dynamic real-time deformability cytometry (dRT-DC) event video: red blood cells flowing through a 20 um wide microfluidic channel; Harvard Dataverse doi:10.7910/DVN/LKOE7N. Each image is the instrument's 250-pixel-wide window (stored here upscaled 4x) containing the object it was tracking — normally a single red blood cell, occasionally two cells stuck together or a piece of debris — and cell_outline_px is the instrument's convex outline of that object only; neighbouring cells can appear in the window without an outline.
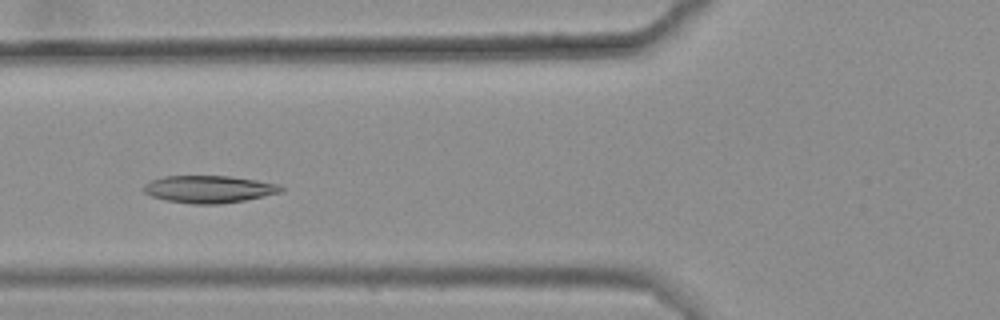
{"species": "common noctule bat (a hibernating species)", "species_latin": "Nyctalus noctula", "temperature_condition": "warm", "stored_images_in_passage": 11, "camera_frame_rate_fps": 3000, "um_per_image_px": 0.085, "animal": {"sex": "female", "body_mass_g": 25.1}, "frame": {"image": 1, "passage_image": 4, "time_ms": 1.0, "image_size_px": [1000, 320], "cell_outline_px": [[284, 192], [244, 200], [220, 204], [192, 204], [164, 200], [152, 196], [144, 192], [140, 188], [144, 184], [152, 180], [164, 176], [228, 176], [256, 180], [280, 184], [284, 188]], "centroid_in_image_um": [17.76, 16.08], "position_along_channel_um": 108.0, "area_um2": 22.02}}
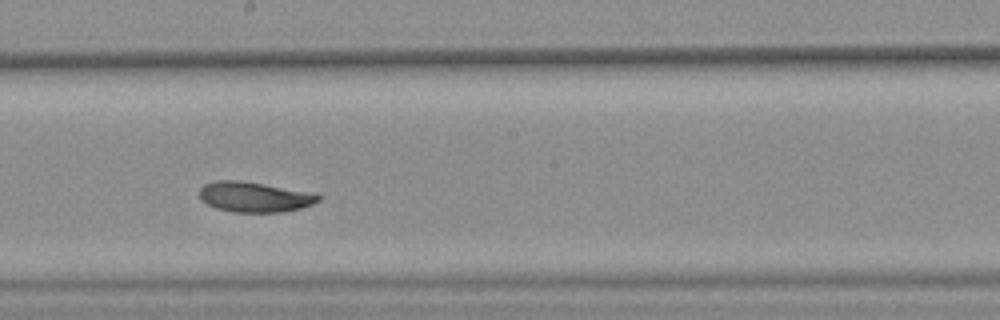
{"frame": {"image": 2, "passage_image": 7, "time_ms": 2.0, "image_size_px": [1000, 320], "cell_outline_px": [[320, 200], [312, 204], [300, 208], [280, 212], [232, 212], [216, 208], [200, 200], [200, 188], [204, 184], [212, 180], [240, 180], [316, 192], [320, 196]], "centroid_in_image_um": [21.63, 16.72], "position_along_channel_um": 226.6, "area_um2": 21.21}}
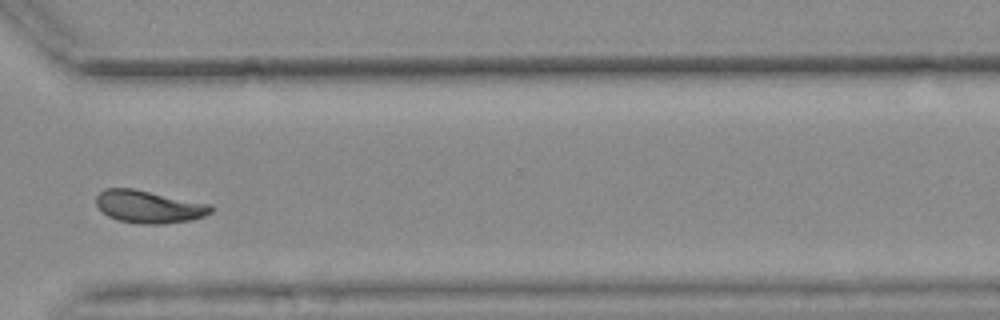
{"frame": {"image": 3, "passage_image": 10, "time_ms": 3.0, "image_size_px": [1000, 320], "cell_outline_px": [[212, 212], [204, 216], [192, 220], [160, 224], [140, 224], [120, 220], [108, 216], [100, 212], [96, 204], [96, 196], [104, 188], [132, 188], [212, 204]], "centroid_in_image_um": [12.64, 17.57], "position_along_channel_um": 358.0, "area_um2": 21.91}}